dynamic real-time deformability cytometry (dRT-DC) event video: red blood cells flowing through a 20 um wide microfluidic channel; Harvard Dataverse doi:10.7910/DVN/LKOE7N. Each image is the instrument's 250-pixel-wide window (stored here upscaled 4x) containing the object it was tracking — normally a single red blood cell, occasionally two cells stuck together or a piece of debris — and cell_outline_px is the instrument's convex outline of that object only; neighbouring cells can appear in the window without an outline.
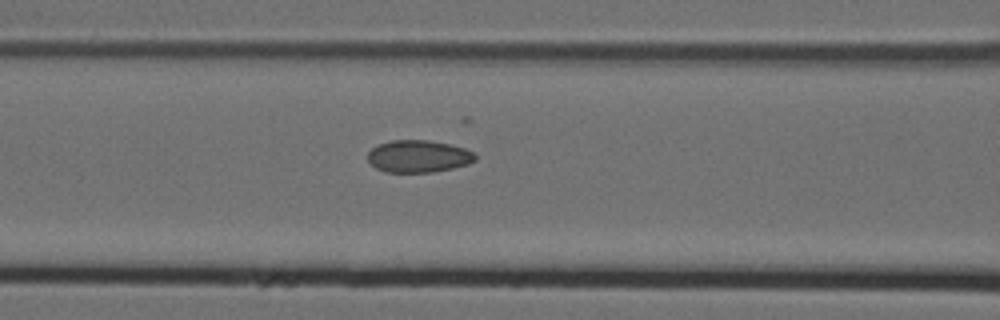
{"species": "Egyptian fruit bat (a non-hibernating species)", "species_latin": "Rousettus aegyptiacus", "temperature_condition": "cold", "stored_images_in_passage": 4, "camera_frame_rate_fps": 3000, "um_per_image_px": 0.085, "animal": {"sex": "female"}, "frame": {"image": 1, "passage_image": 4, "time_ms": 1.0, "image_size_px": [1000, 320], "cell_outline_px": [[476, 160], [468, 164], [452, 168], [432, 172], [384, 172], [376, 168], [368, 160], [368, 152], [372, 148], [380, 144], [392, 140], [428, 140], [452, 144], [464, 148], [472, 152], [476, 156]], "centroid_in_image_um": [35.57, 13.28], "position_along_channel_um": 131.0, "area_um2": 20.17}}